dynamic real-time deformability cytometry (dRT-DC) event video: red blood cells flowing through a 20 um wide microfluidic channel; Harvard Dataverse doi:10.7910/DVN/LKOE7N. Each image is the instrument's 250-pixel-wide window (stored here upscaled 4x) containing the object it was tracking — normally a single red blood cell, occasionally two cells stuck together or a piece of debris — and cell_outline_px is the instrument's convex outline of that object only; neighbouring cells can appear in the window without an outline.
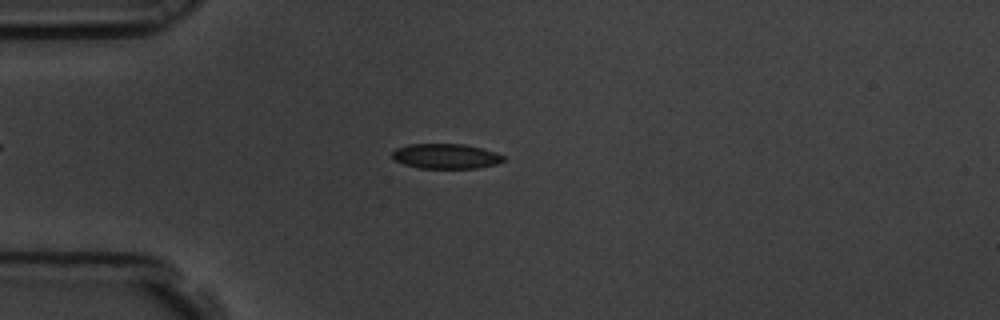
{"species": "common noctule bat (a hibernating species)", "species_latin": "Nyctalus noctula", "temperature_condition": "room temperature", "stored_images_in_passage": 58, "camera_frame_rate_fps": 3000, "um_per_image_px": 0.085, "animal": {"sex": "male", "body_mass_g": 19.5, "forearm_length_mm": 54.6}, "frame": {"image": 1, "passage_image": 15, "time_ms": 4.667, "image_size_px": [1000, 320], "cell_outline_px": [[504, 160], [496, 164], [476, 168], [420, 168], [404, 164], [396, 160], [392, 156], [392, 152], [396, 148], [408, 144], [464, 144], [496, 152], [504, 156]], "centroid_in_image_um": [37.89, 13.27], "position_along_channel_um": 47.1, "area_um2": 16.07}}
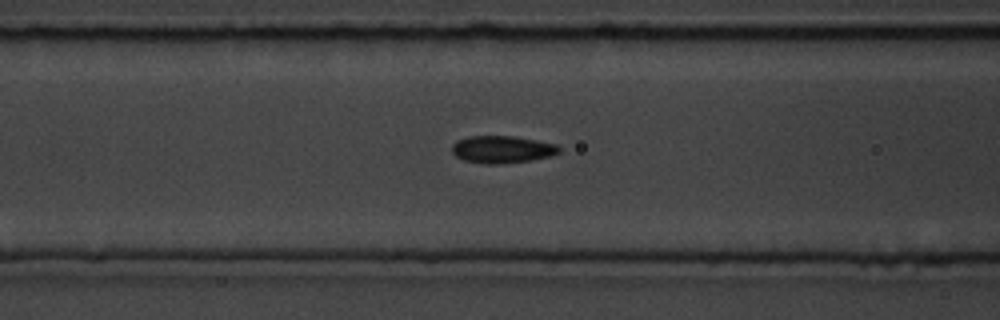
{"frame": {"image": 2, "passage_image": 23, "time_ms": 7.333, "image_size_px": [1000, 320], "cell_outline_px": [[560, 152], [548, 156], [528, 160], [500, 164], [484, 164], [464, 160], [456, 156], [452, 152], [452, 144], [456, 140], [468, 136], [512, 136], [536, 140], [556, 144], [560, 148]], "centroid_in_image_um": [42.63, 12.69], "position_along_channel_um": 124.0, "area_um2": 16.94}}
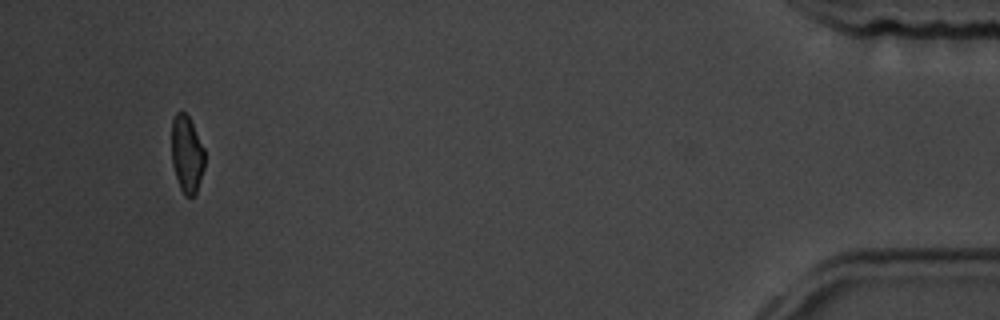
{"frame": {"image": 3, "passage_image": 55, "time_ms": 18.0, "image_size_px": [1000, 320], "cell_outline_px": [[204, 168], [196, 192], [192, 196], [184, 196], [180, 188], [172, 164], [172, 120], [176, 112], [184, 112], [188, 116], [204, 148]], "centroid_in_image_um": [15.87, 13.11], "position_along_channel_um": 419.3, "area_um2": 14.68}, "authors_computed_cell_mechanics": {"area_um2": 16.762, "velocity_mm_per_s": 3.4764, "shape_relaxation_time_tau1_ms": 4.1163, "shape_relaxation_time_tau2_ms": 2.3764, "deformation_change_tau1": 0.1083, "deformation_change_tau2": 0.064}}